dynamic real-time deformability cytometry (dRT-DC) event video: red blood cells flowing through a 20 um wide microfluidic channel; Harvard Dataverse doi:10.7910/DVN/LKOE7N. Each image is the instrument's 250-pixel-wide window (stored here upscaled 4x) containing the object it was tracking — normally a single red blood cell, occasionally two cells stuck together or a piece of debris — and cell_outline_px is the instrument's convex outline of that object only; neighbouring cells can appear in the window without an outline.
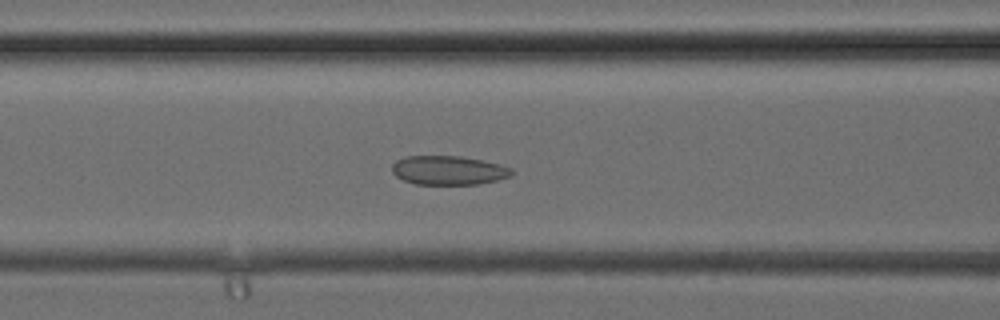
{"species": "common noctule bat (a hibernating species)", "species_latin": "Nyctalus noctula", "temperature_condition": "cold", "stored_images_in_passage": 38, "camera_frame_rate_fps": 3000, "um_per_image_px": 0.085, "animal": {"sex": "female", "body_mass_g": 24.6, "forearm_length_mm": 56.2}, "frame": {"image": 1, "passage_image": 16, "time_ms": 5.0, "image_size_px": [1000, 320], "cell_outline_px": [[512, 176], [496, 180], [476, 184], [416, 184], [404, 180], [396, 176], [392, 172], [392, 164], [396, 160], [404, 156], [460, 156], [484, 160], [500, 164], [512, 168]], "centroid_in_image_um": [38.12, 14.46], "position_along_channel_um": 128.5, "area_um2": 20.29}}
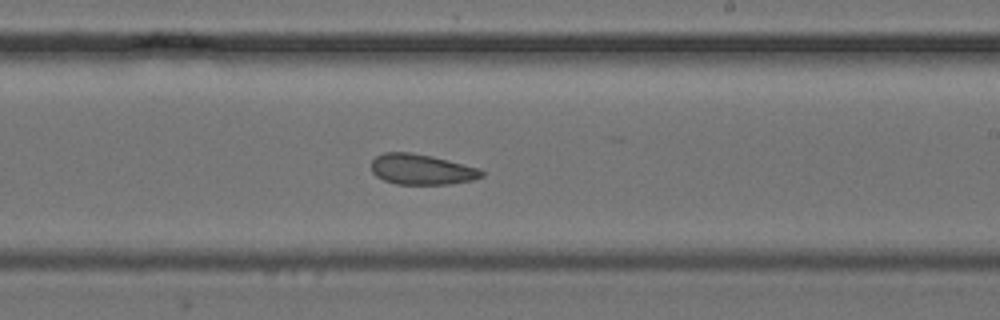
{"frame": {"image": 2, "passage_image": 23, "time_ms": 7.333, "image_size_px": [1000, 320], "cell_outline_px": [[484, 176], [472, 180], [452, 184], [396, 184], [384, 180], [376, 176], [372, 172], [372, 160], [376, 156], [384, 152], [412, 152], [432, 156], [480, 168], [484, 172]], "centroid_in_image_um": [35.85, 14.4], "position_along_channel_um": 253.2, "area_um2": 19.71}}
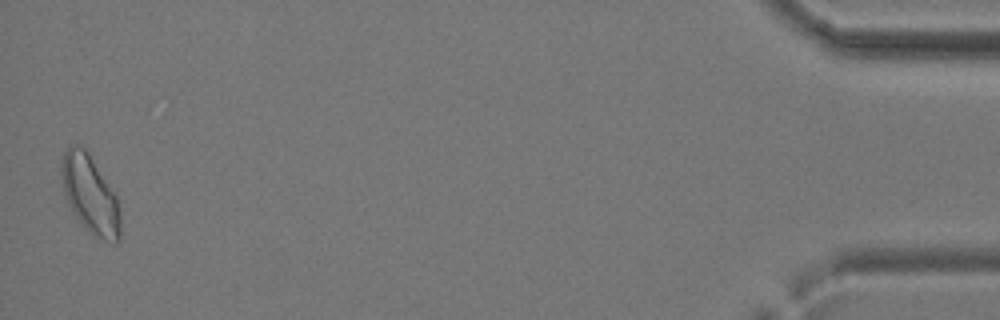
{"frame": {"image": 3, "passage_image": 38, "time_ms": 12.333, "image_size_px": [1000, 320], "cell_outline_px": [[120, 240], [116, 244], [104, 240], [88, 232], [72, 212], [64, 196], [60, 172], [60, 160], [64, 152], [68, 148], [76, 144], [84, 148], [88, 152], [116, 192], [120, 212]], "centroid_in_image_um": [7.66, 16.53], "position_along_channel_um": 427.5, "area_um2": 27.34}}